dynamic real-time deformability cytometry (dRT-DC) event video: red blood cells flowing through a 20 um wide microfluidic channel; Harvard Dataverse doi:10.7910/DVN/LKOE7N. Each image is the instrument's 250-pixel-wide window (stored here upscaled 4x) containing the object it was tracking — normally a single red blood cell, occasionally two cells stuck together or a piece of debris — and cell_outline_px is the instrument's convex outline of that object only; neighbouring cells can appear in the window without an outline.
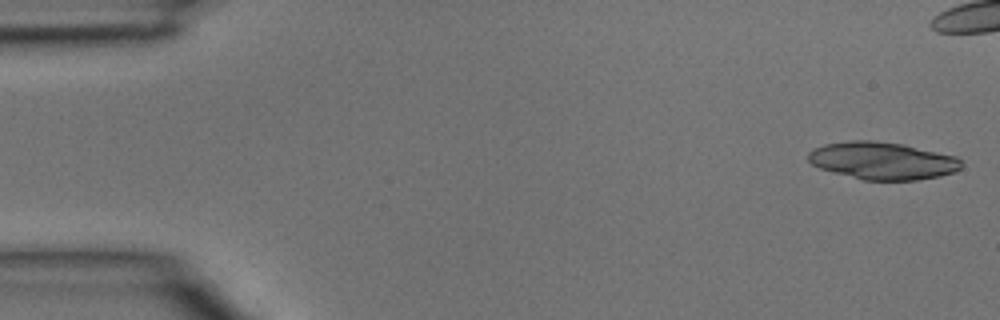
{"species": "common noctule bat (a hibernating species)", "species_latin": "Nyctalus noctula", "temperature_condition": "room temperature", "stored_images_in_passage": 3, "segment_of_instrument_passage": [2, 2], "camera_frame_rate_fps": 3000, "um_per_image_px": 0.085, "animal": {"sex": "male", "body_mass_g": 15.6}, "frame": {"image": 1, "passage_image": 3, "time_ms": 0.667, "image_size_px": [1000, 320], "cell_outline_px": [[964, 164], [956, 172], [940, 176], [916, 180], [864, 180], [820, 168], [812, 164], [808, 160], [808, 152], [812, 148], [824, 144], [852, 140], [872, 140], [904, 144], [956, 156]], "centroid_in_image_um": [75.03, 13.65], "position_along_channel_um": 10.0, "area_um2": 33.52}}